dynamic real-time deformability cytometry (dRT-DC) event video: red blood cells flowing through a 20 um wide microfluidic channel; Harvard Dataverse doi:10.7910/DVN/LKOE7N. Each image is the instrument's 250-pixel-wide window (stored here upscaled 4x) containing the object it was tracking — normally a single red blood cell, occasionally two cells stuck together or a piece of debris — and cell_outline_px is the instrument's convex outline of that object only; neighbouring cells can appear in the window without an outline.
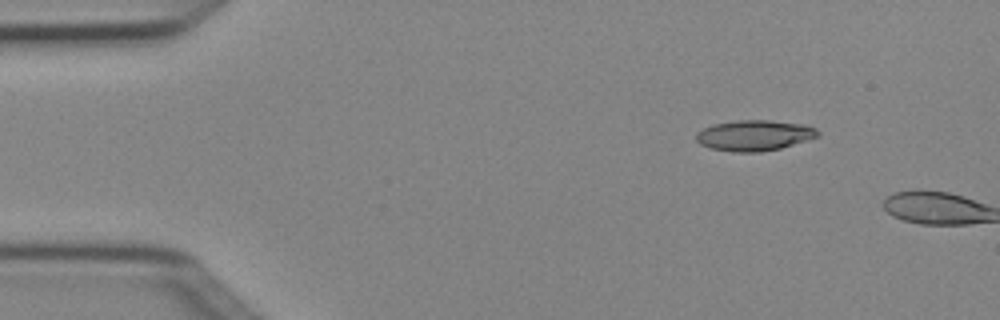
{"species": "Egyptian fruit bat (a non-hibernating species)", "species_latin": "Rousettus aegyptiacus", "temperature_condition": "cold", "stored_images_in_passage": 2, "camera_frame_rate_fps": 3000, "um_per_image_px": 0.085, "animal": {"sex": "female"}, "frame": {"image": 1, "passage_image": 1, "time_ms": 0.0, "image_size_px": [1000, 320], "cell_outline_px": [[820, 136], [808, 140], [780, 148], [760, 152], [732, 152], [712, 148], [700, 144], [696, 140], [696, 132], [712, 124], [736, 120], [768, 120], [808, 124], [816, 128], [820, 132]], "centroid_in_image_um": [64.15, 11.5], "position_along_channel_um": 20.8, "area_um2": 21.96}}